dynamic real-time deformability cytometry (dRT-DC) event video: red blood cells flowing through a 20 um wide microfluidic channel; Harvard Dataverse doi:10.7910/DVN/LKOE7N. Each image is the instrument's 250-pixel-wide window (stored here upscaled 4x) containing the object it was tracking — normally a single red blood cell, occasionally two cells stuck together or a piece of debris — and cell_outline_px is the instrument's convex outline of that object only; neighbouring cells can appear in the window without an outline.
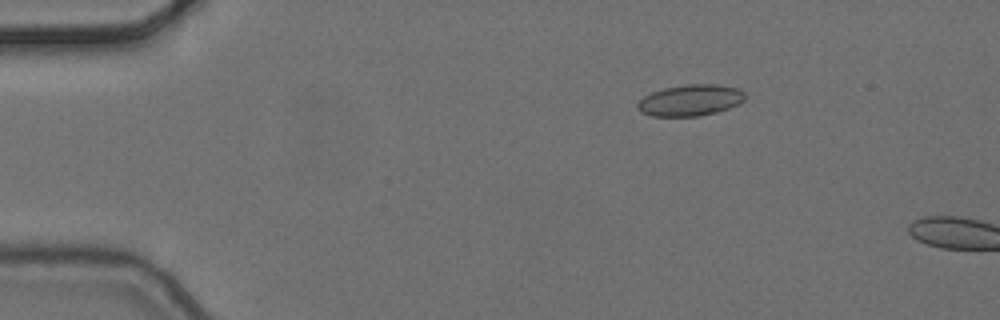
{"species": "common noctule bat (a hibernating species)", "species_latin": "Nyctalus noctula", "temperature_condition": "cold", "stored_images_in_passage": 3, "camera_frame_rate_fps": 3000, "um_per_image_px": 0.085, "animal": {"sex": "female", "body_mass_g": 24.6, "forearm_length_mm": 56.2}, "frame": {"image": 1, "passage_image": 2, "time_ms": 0.333, "image_size_px": [1000, 320], "cell_outline_px": [[744, 100], [728, 108], [716, 112], [700, 116], [652, 116], [640, 112], [636, 108], [636, 104], [644, 96], [652, 92], [664, 88], [688, 84], [716, 84], [740, 88], [744, 92]], "centroid_in_image_um": [58.65, 8.52], "position_along_channel_um": 26.3, "area_um2": 19.59}}